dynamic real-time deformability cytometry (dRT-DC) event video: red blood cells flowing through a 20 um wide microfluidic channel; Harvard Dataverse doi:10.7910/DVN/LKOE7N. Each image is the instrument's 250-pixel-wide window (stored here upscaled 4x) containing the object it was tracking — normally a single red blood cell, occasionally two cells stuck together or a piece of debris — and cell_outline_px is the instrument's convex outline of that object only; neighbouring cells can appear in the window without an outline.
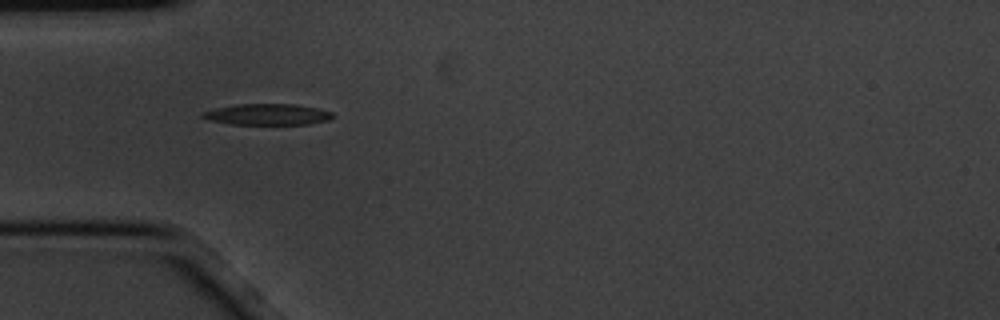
{"species": "common noctule bat (a hibernating species)", "species_latin": "Nyctalus noctula", "temperature_condition": "cold", "stored_images_in_passage": 1, "camera_frame_rate_fps": 3000, "um_per_image_px": 0.085, "animal": {"sex": "male", "body_mass_g": 20.1, "forearm_length_mm": 53.5}, "frame": {"image": 1, "passage_image": 1, "time_ms": 0.0, "image_size_px": [1000, 320], "cell_outline_px": [[336, 116], [328, 120], [308, 124], [232, 124], [208, 120], [200, 116], [200, 112], [216, 108], [236, 104], [296, 104], [316, 108], [332, 112]], "centroid_in_image_um": [22.71, 9.72], "position_along_channel_um": 62.3, "area_um2": 16.07}}